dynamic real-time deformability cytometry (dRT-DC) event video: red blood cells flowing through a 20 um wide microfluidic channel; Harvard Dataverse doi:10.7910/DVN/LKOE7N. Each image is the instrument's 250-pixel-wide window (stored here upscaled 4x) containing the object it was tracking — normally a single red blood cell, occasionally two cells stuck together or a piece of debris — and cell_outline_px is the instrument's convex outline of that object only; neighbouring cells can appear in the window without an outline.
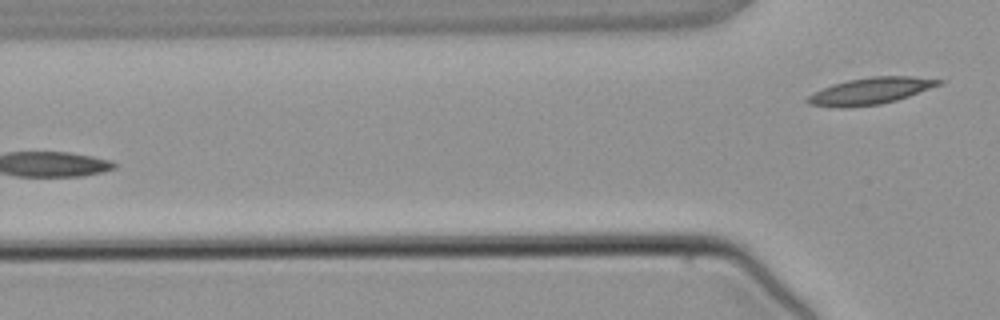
{"species": "common noctule bat (a hibernating species)", "species_latin": "Nyctalus noctula", "temperature_condition": "warm", "stored_images_in_passage": 6, "camera_frame_rate_fps": 3000, "um_per_image_px": 0.085, "animal": {"sex": "male", "body_mass_g": 21.5, "forearm_length_mm": 52.0}, "frame": {"image": 1, "passage_image": 6, "time_ms": 6.0, "image_size_px": [1000, 320], "cell_outline_px": [[944, 80], [940, 84], [908, 96], [896, 100], [880, 104], [840, 108], [808, 104], [804, 100], [812, 92], [832, 84], [848, 80], [872, 76], [912, 76]], "centroid_in_image_um": [73.92, 7.73], "position_along_channel_um": 51.9, "area_um2": 20.29}}